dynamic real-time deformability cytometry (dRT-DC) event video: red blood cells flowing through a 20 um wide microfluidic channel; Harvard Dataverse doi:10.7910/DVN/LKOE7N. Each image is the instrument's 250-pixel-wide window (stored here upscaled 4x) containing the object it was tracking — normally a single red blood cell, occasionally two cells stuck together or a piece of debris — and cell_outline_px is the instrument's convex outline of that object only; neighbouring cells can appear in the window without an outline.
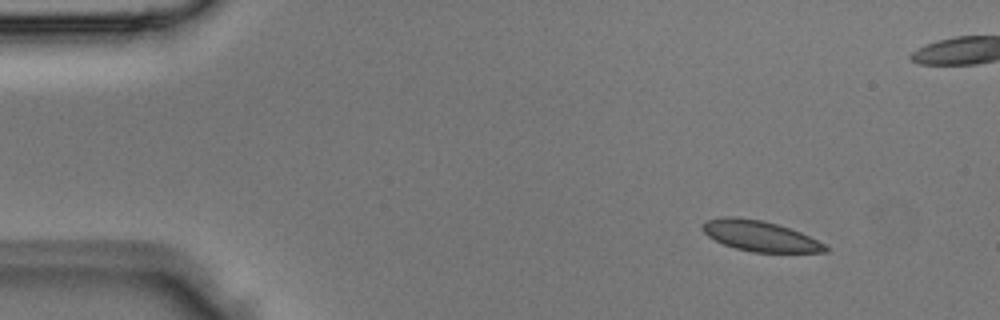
{"species": "Egyptian fruit bat (a non-hibernating species)", "species_latin": "Rousettus aegyptiacus", "temperature_condition": "room temperature", "stored_images_in_passage": 3, "camera_frame_rate_fps": 3000, "um_per_image_px": 0.085, "animal": {"sex": "male"}, "frame": {"image": 1, "passage_image": 1, "time_ms": 0.0, "image_size_px": [1000, 320], "cell_outline_px": [[828, 252], [752, 252], [736, 248], [724, 244], [708, 236], [700, 228], [708, 220], [724, 216], [736, 216], [764, 220], [800, 232], [828, 244]], "centroid_in_image_um": [64.63, 20.05], "position_along_channel_um": 20.4, "area_um2": 21.85}}